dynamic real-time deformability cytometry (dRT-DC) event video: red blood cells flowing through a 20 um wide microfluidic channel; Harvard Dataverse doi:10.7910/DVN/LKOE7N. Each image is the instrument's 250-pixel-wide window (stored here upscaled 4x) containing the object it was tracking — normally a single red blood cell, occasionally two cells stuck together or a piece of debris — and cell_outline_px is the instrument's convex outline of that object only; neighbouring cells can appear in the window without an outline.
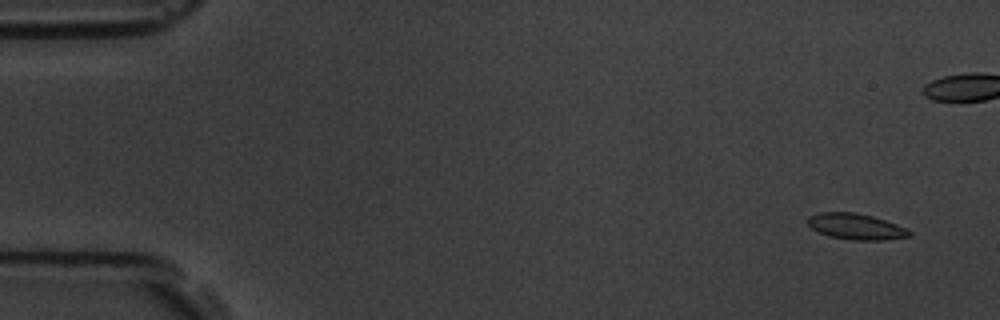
{"species": "common noctule bat (a hibernating species)", "species_latin": "Nyctalus noctula", "temperature_condition": "room temperature", "stored_images_in_passage": 10, "camera_frame_rate_fps": 3000, "um_per_image_px": 0.085, "animal": {"sex": "male", "body_mass_g": 19.5, "forearm_length_mm": 54.6}, "frame": {"image": 1, "passage_image": 1, "time_ms": 0.0, "image_size_px": [1000, 320], "cell_outline_px": [[912, 236], [884, 240], [852, 240], [828, 236], [812, 228], [808, 224], [808, 216], [820, 212], [856, 212], [872, 216], [908, 228], [912, 232]], "centroid_in_image_um": [72.79, 19.26], "position_along_channel_um": 12.2, "area_um2": 15.43}}
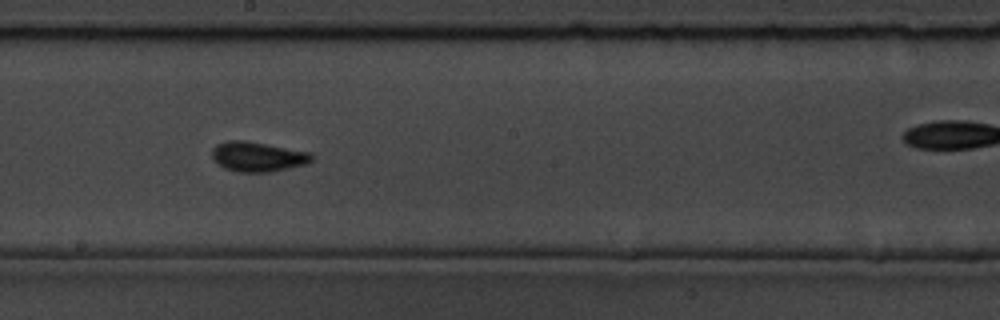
{"frame": {"image": 2, "passage_image": 9, "time_ms": 9.0, "image_size_px": [1000, 320], "cell_outline_px": [[312, 160], [308, 164], [268, 172], [240, 172], [224, 168], [212, 156], [212, 148], [216, 144], [228, 140], [244, 140], [312, 152]], "centroid_in_image_um": [21.93, 13.31], "position_along_channel_um": 226.3, "area_um2": 17.28}}